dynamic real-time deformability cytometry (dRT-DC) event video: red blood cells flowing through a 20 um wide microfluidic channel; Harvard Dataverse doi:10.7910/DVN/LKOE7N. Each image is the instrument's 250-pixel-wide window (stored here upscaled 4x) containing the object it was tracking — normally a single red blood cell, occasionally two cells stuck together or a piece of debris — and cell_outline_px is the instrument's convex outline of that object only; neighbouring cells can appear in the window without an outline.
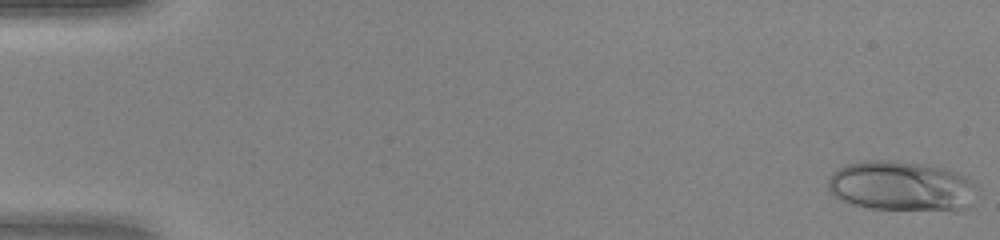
{"species": "human", "species_latin": "Homo sapiens", "temperature_condition": "warm", "stored_images_in_passage": 47, "camera_frame_rate_fps": 3000, "um_per_image_px": 0.085, "donor": {"sex": "female"}, "frame": {"image": 1, "passage_image": 1, "time_ms": 0.0, "image_size_px": [1000, 240], "cell_outline_px": [[976, 184], [968, 208], [956, 212], [868, 208], [852, 204], [840, 200], [828, 188], [828, 180], [832, 172], [844, 164], [864, 160], [896, 160], [948, 168], [968, 176]], "centroid_in_image_um": [76.64, 15.82], "position_along_channel_um": 8.4, "area_um2": 44.27}}
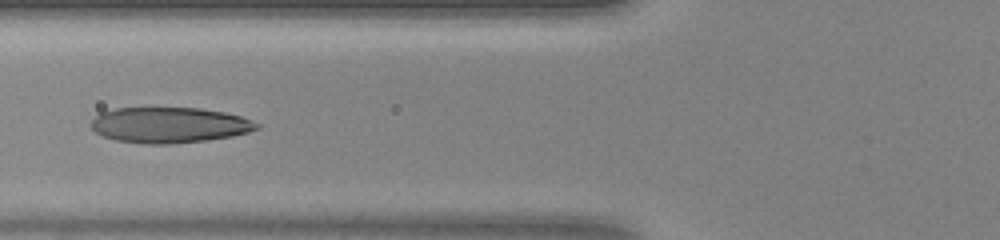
{"frame": {"image": 2, "passage_image": 19, "time_ms": 6.0, "image_size_px": [1000, 240], "cell_outline_px": [[260, 128], [248, 132], [232, 136], [204, 140], [168, 144], [144, 144], [116, 140], [104, 136], [96, 132], [88, 124], [100, 112], [116, 108], [200, 108], [224, 112], [240, 116], [252, 120], [260, 124]], "centroid_in_image_um": [14.38, 10.62], "position_along_channel_um": 111.4, "area_um2": 34.39}}
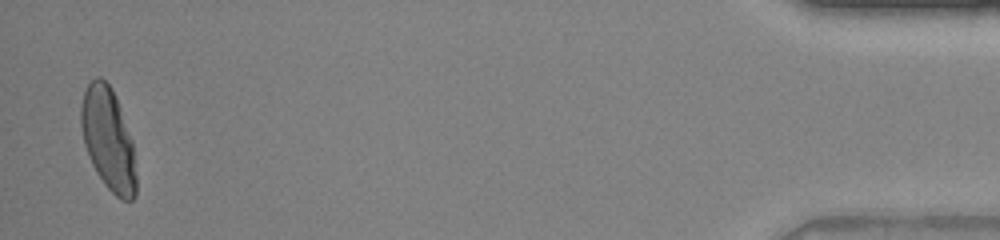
{"frame": {"image": 3, "passage_image": 46, "time_ms": 15.0, "image_size_px": [1000, 240], "cell_outline_px": [[136, 196], [132, 200], [120, 200], [104, 184], [92, 164], [88, 156], [84, 144], [80, 124], [80, 108], [84, 92], [88, 84], [96, 76], [100, 76], [112, 88], [120, 108], [132, 140], [136, 176]], "centroid_in_image_um": [9.19, 11.84], "position_along_channel_um": 426.0, "area_um2": 32.83}}